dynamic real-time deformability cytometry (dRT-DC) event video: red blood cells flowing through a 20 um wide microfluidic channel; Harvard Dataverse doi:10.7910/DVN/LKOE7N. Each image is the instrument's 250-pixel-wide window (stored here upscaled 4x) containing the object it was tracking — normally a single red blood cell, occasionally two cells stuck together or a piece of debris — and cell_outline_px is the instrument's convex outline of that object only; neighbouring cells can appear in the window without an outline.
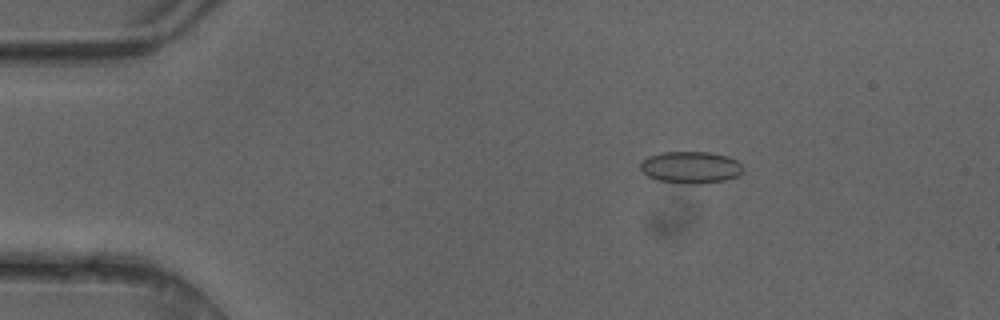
{"species": "common noctule bat (a hibernating species)", "species_latin": "Nyctalus noctula", "temperature_condition": "cold", "stored_images_in_passage": 50, "camera_frame_rate_fps": 3000, "um_per_image_px": 0.085, "animal": {"sex": "female"}, "frame": {"image": 1, "passage_image": 9, "time_ms": 2.667, "image_size_px": [1000, 320], "cell_outline_px": [[744, 172], [736, 176], [724, 180], [696, 184], [688, 184], [660, 180], [648, 176], [640, 168], [640, 160], [648, 156], [660, 152], [708, 152], [728, 156], [736, 160], [744, 168]], "centroid_in_image_um": [58.7, 14.21], "position_along_channel_um": 26.3, "area_um2": 19.07}}
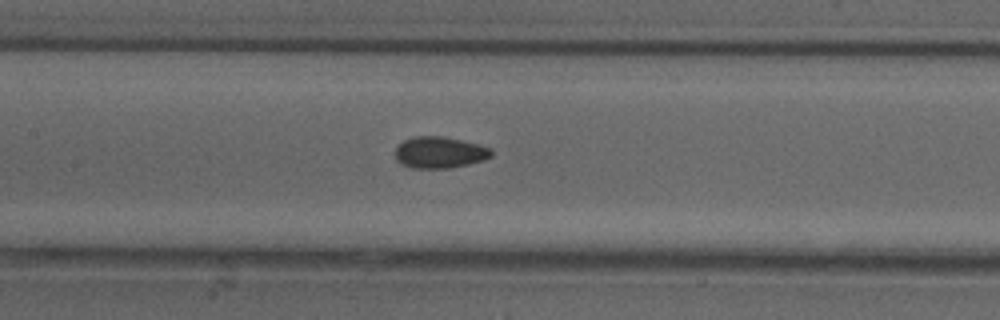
{"frame": {"image": 2, "passage_image": 24, "time_ms": 7.667, "image_size_px": [1000, 320], "cell_outline_px": [[492, 156], [484, 160], [468, 164], [448, 168], [412, 168], [400, 164], [396, 160], [396, 148], [404, 140], [416, 136], [440, 136], [460, 140], [476, 144], [488, 148], [492, 152]], "centroid_in_image_um": [37.33, 12.97], "position_along_channel_um": 170.1, "area_um2": 17.4}}
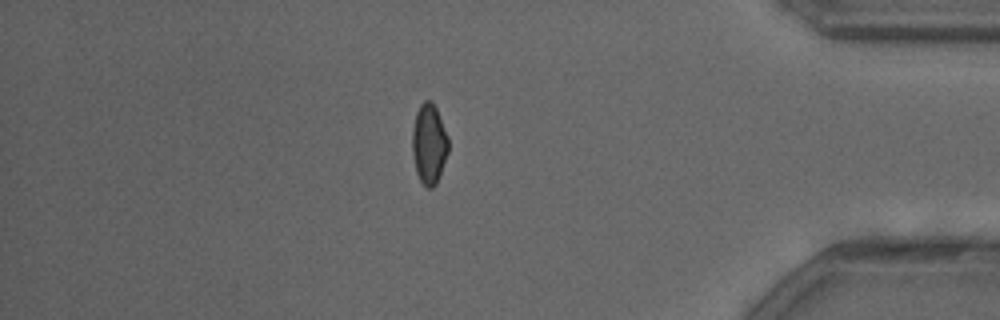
{"frame": {"image": 3, "passage_image": 43, "time_ms": 14.0, "image_size_px": [1000, 320], "cell_outline_px": [[448, 152], [436, 184], [432, 188], [428, 188], [420, 180], [416, 172], [412, 152], [412, 128], [416, 112], [420, 104], [424, 100], [432, 100], [436, 108], [448, 136]], "centroid_in_image_um": [36.46, 12.2], "position_along_channel_um": 398.7, "area_um2": 16.88}, "authors_computed_cell_mechanics": {"area_um2": 17.3978, "velocity_mm_per_s": 4.1895, "shape_relaxation_time_tau1_ms": null, "shape_relaxation_time_tau2_ms": 1.3953, "deformation_change_tau1": null, "deformation_change_tau2": 0.0578}}